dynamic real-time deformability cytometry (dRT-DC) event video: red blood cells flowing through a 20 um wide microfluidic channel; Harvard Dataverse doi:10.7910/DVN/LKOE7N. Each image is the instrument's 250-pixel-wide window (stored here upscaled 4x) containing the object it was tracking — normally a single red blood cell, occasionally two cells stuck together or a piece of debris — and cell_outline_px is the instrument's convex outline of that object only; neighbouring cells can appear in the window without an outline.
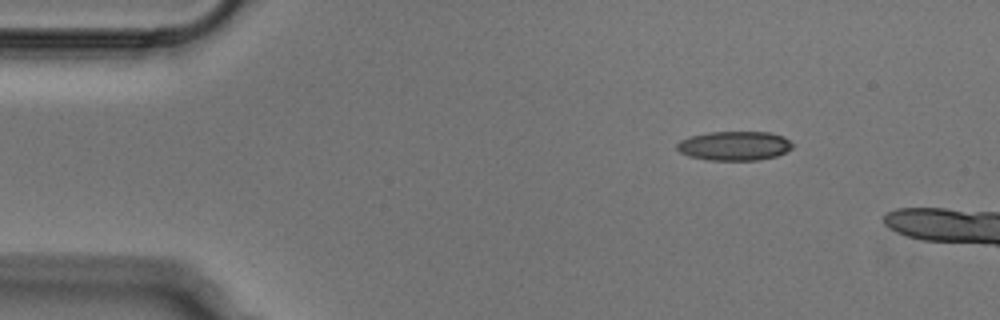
{"species": "Egyptian fruit bat (a non-hibernating species)", "species_latin": "Rousettus aegyptiacus", "temperature_condition": "cold", "stored_images_in_passage": 7, "camera_frame_rate_fps": 3000, "um_per_image_px": 0.085, "animal": {"sex": "male"}, "frame": {"image": 1, "passage_image": 1, "time_ms": 0.0, "image_size_px": [1000, 320], "cell_outline_px": [[792, 148], [776, 156], [760, 160], [708, 160], [688, 156], [680, 152], [676, 148], [676, 144], [680, 140], [688, 136], [708, 132], [768, 132], [784, 136], [792, 144]], "centroid_in_image_um": [62.38, 12.39], "position_along_channel_um": 22.6, "area_um2": 19.77}}